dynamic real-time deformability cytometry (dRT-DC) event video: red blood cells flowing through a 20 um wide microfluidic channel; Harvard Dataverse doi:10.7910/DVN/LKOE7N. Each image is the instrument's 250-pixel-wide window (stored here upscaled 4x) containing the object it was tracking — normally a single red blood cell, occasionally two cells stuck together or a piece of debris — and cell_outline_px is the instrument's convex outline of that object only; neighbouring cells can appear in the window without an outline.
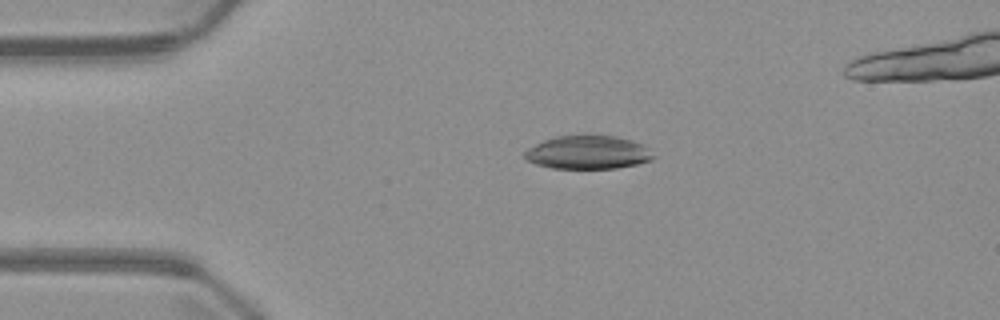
{"species": "common noctule bat (a hibernating species)", "species_latin": "Nyctalus noctula", "temperature_condition": "warm", "stored_images_in_passage": 3, "camera_frame_rate_fps": 3000, "um_per_image_px": 0.085, "animal": {"sex": "male", "body_mass_g": 23.1, "forearm_length_mm": 52.7}, "frame": {"image": 1, "passage_image": 1, "time_ms": 0.0, "image_size_px": [1000, 320], "cell_outline_px": [[656, 156], [652, 160], [636, 164], [616, 168], [552, 168], [536, 164], [528, 160], [524, 156], [524, 152], [528, 148], [544, 140], [556, 136], [616, 136], [632, 140], [648, 148]], "centroid_in_image_um": [49.99, 12.96], "position_along_channel_um": 35.0, "area_um2": 24.8}}